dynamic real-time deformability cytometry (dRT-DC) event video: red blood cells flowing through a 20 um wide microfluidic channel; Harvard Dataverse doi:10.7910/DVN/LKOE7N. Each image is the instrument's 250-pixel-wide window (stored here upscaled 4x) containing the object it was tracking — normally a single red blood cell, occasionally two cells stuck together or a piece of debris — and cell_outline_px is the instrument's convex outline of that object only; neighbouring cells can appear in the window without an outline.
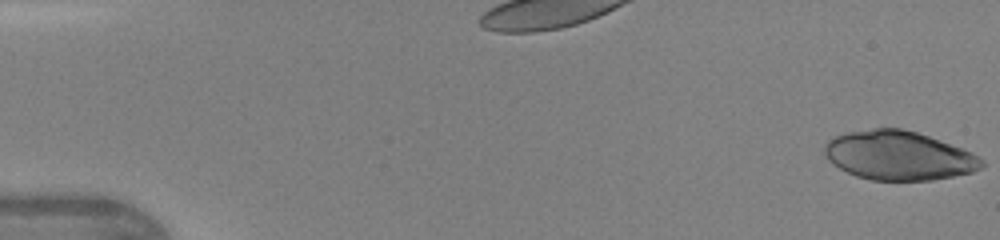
{"species": "human", "species_latin": "Homo sapiens", "temperature_condition": "warm", "stored_images_in_passage": 32, "camera_frame_rate_fps": 3000, "um_per_image_px": 0.085, "donor": {"sex": "female"}, "frame": {"image": 1, "passage_image": 1, "time_ms": 0.0, "image_size_px": [1000, 240], "cell_outline_px": [[984, 168], [972, 172], [932, 180], [872, 180], [856, 176], [832, 164], [824, 156], [824, 144], [832, 136], [848, 132], [876, 128], [900, 128], [916, 132], [928, 136], [972, 152], [984, 160]], "centroid_in_image_um": [76.37, 13.22], "position_along_channel_um": 8.6, "area_um2": 44.91}}
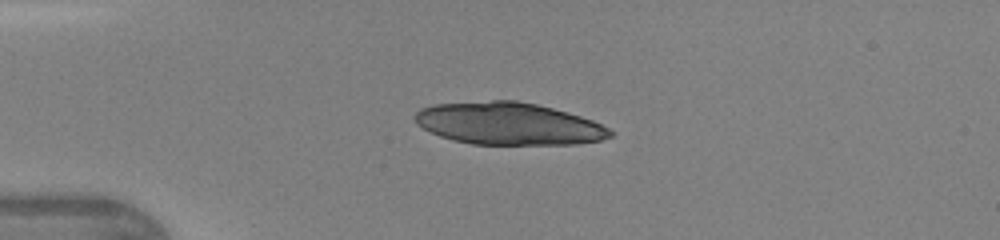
{"frame": {"image": 2, "passage_image": 12, "time_ms": 3.667, "image_size_px": [1000, 240], "cell_outline_px": [[612, 136], [600, 140], [576, 144], [472, 144], [452, 140], [440, 136], [416, 124], [416, 112], [420, 108], [436, 104], [492, 100], [516, 100], [536, 104], [568, 112], [592, 120], [608, 128], [612, 132]], "centroid_in_image_um": [43.22, 10.51], "position_along_channel_um": 41.8, "area_um2": 47.86}}